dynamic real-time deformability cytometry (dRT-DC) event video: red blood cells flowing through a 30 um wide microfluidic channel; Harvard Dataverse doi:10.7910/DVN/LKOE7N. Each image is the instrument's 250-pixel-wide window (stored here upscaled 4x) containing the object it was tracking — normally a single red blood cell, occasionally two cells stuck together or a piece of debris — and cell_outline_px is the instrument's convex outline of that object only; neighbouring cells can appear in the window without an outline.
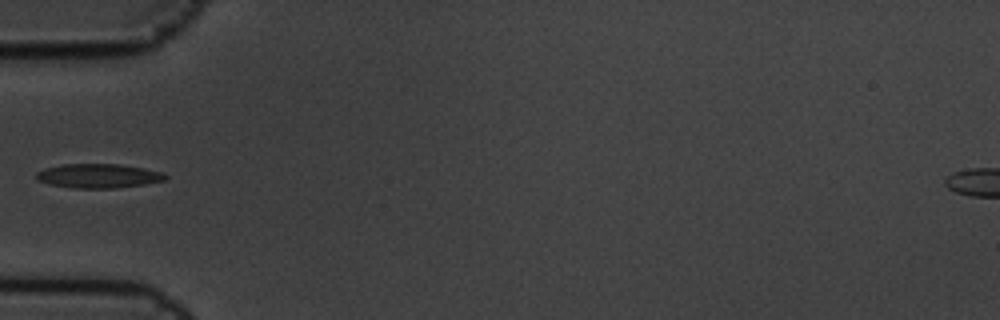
{"species": "common noctule bat (a hibernating species)", "species_latin": "Nyctalus noctula", "temperature_condition": "cold", "stored_images_in_passage": 7, "camera_frame_rate_fps": 3000, "um_per_image_px": 0.085, "animal": {"sex": "male", "body_mass_g": 19.5, "forearm_length_mm": 54.6}, "frame": {"image": 1, "passage_image": 6, "time_ms": 1.667, "image_size_px": [1000, 320], "cell_outline_px": [[168, 176], [164, 180], [144, 184], [116, 188], [72, 188], [48, 184], [36, 180], [36, 172], [44, 168], [64, 164], [120, 164], [144, 168], [160, 172]], "centroid_in_image_um": [8.31, 14.95], "position_along_channel_um": 76.7, "area_um2": 18.21}}
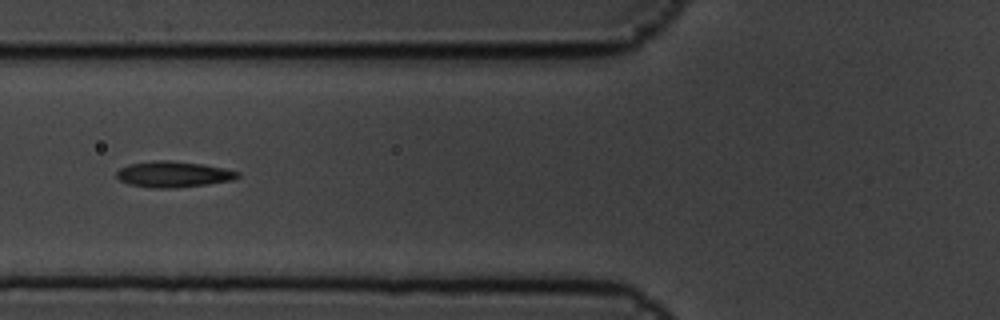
{"frame": {"image": 2, "passage_image": 7, "time_ms": 2.0, "image_size_px": [1000, 320], "cell_outline_px": [[240, 176], [232, 180], [208, 184], [172, 188], [152, 188], [128, 184], [120, 180], [116, 176], [116, 172], [120, 168], [128, 164], [160, 160], [168, 160], [204, 164], [224, 168], [240, 172]], "centroid_in_image_um": [14.73, 14.81], "position_along_channel_um": 111.1, "area_um2": 18.32}}